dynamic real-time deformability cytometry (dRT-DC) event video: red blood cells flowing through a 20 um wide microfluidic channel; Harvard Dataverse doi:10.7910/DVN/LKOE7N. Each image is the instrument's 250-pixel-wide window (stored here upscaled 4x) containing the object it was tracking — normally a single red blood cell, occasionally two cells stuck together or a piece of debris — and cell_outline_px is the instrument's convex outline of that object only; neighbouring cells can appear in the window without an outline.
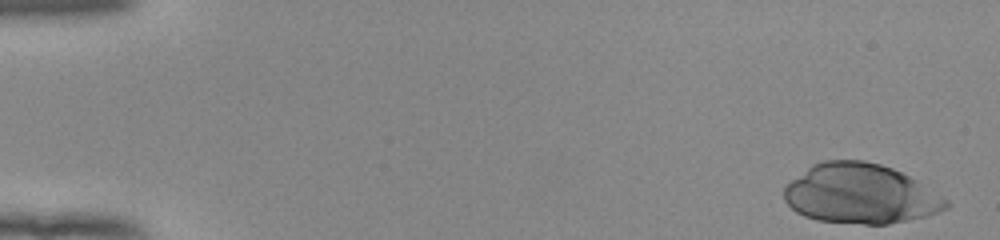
{"species": "human", "species_latin": "Homo sapiens", "temperature_condition": "room temperature", "stored_images_in_passage": 51, "camera_frame_rate_fps": 3000, "um_per_image_px": 0.085, "donor": {"sex": "female"}, "frame": {"image": 1, "passage_image": 1, "time_ms": 0.0, "image_size_px": [1000, 240], "cell_outline_px": [[952, 204], [948, 208], [924, 216], [888, 224], [864, 224], [816, 220], [804, 216], [796, 212], [784, 200], [784, 188], [792, 180], [812, 164], [824, 160], [864, 160], [880, 164], [892, 168], [916, 180], [948, 200]], "centroid_in_image_um": [73.12, 16.48], "position_along_channel_um": 11.9, "area_um2": 56.07}}
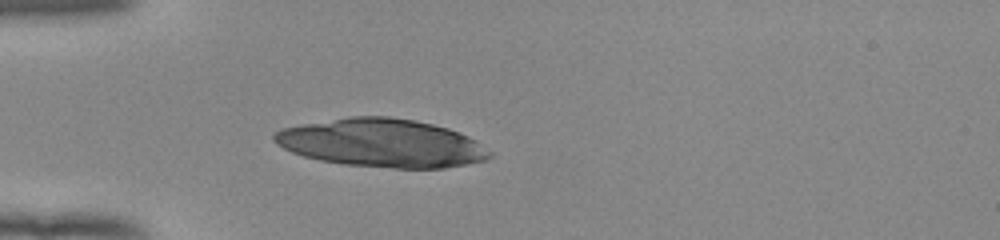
{"frame": {"image": 2, "passage_image": 15, "time_ms": 4.667, "image_size_px": [1000, 240], "cell_outline_px": [[492, 156], [484, 160], [444, 168], [396, 168], [344, 164], [320, 160], [304, 156], [292, 152], [276, 144], [272, 140], [272, 136], [280, 128], [300, 124], [352, 116], [388, 116], [416, 120], [448, 128], [460, 132], [476, 140], [492, 152]], "centroid_in_image_um": [32.44, 12.15], "position_along_channel_um": 52.6, "area_um2": 60.57}}